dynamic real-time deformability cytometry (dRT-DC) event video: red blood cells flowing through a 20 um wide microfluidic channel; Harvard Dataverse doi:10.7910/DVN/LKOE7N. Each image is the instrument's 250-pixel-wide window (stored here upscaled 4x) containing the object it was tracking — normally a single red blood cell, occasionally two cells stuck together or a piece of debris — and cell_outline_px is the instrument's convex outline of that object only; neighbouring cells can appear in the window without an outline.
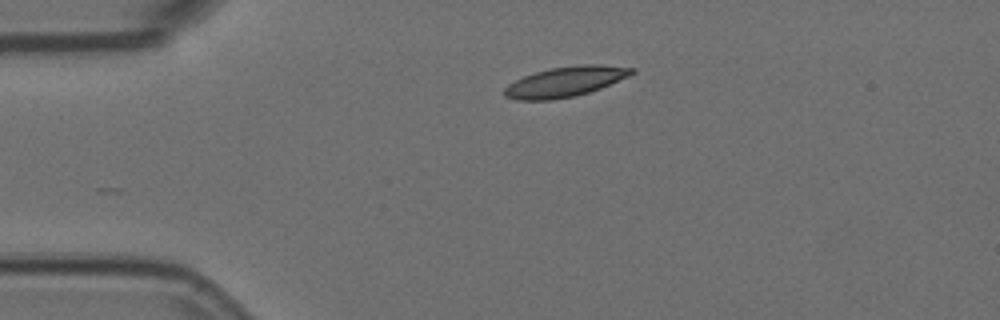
{"species": "Egyptian fruit bat (a non-hibernating species)", "species_latin": "Rousettus aegyptiacus", "temperature_condition": "room temperature", "stored_images_in_passage": 5, "camera_frame_rate_fps": 3000, "um_per_image_px": 0.085, "animal": {"sex": "female"}, "frame": {"image": 1, "passage_image": 1, "time_ms": 0.0, "image_size_px": [1000, 320], "cell_outline_px": [[636, 72], [628, 76], [600, 88], [576, 96], [552, 100], [516, 100], [504, 96], [504, 88], [508, 84], [524, 76], [536, 72], [552, 68], [580, 64], [600, 64], [636, 68]], "centroid_in_image_um": [48.05, 6.94], "position_along_channel_um": 36.9, "area_um2": 22.31}}